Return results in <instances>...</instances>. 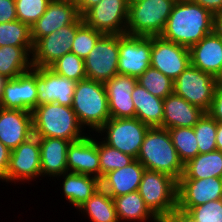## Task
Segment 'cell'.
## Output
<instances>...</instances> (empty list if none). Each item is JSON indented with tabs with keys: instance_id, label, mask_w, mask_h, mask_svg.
<instances>
[{
	"instance_id": "25",
	"label": "cell",
	"mask_w": 222,
	"mask_h": 222,
	"mask_svg": "<svg viewBox=\"0 0 222 222\" xmlns=\"http://www.w3.org/2000/svg\"><path fill=\"white\" fill-rule=\"evenodd\" d=\"M144 171L145 167L135 159L126 167L105 174L100 180L101 188L112 198L137 191Z\"/></svg>"
},
{
	"instance_id": "16",
	"label": "cell",
	"mask_w": 222,
	"mask_h": 222,
	"mask_svg": "<svg viewBox=\"0 0 222 222\" xmlns=\"http://www.w3.org/2000/svg\"><path fill=\"white\" fill-rule=\"evenodd\" d=\"M76 83L61 77L49 67H36L37 106L55 102L72 107Z\"/></svg>"
},
{
	"instance_id": "7",
	"label": "cell",
	"mask_w": 222,
	"mask_h": 222,
	"mask_svg": "<svg viewBox=\"0 0 222 222\" xmlns=\"http://www.w3.org/2000/svg\"><path fill=\"white\" fill-rule=\"evenodd\" d=\"M149 128L138 118H110L95 134L110 147L137 159Z\"/></svg>"
},
{
	"instance_id": "31",
	"label": "cell",
	"mask_w": 222,
	"mask_h": 222,
	"mask_svg": "<svg viewBox=\"0 0 222 222\" xmlns=\"http://www.w3.org/2000/svg\"><path fill=\"white\" fill-rule=\"evenodd\" d=\"M76 211L90 222H119L114 199L101 187Z\"/></svg>"
},
{
	"instance_id": "4",
	"label": "cell",
	"mask_w": 222,
	"mask_h": 222,
	"mask_svg": "<svg viewBox=\"0 0 222 222\" xmlns=\"http://www.w3.org/2000/svg\"><path fill=\"white\" fill-rule=\"evenodd\" d=\"M72 109L88 133H96L110 118L103 82L85 79L76 83Z\"/></svg>"
},
{
	"instance_id": "23",
	"label": "cell",
	"mask_w": 222,
	"mask_h": 222,
	"mask_svg": "<svg viewBox=\"0 0 222 222\" xmlns=\"http://www.w3.org/2000/svg\"><path fill=\"white\" fill-rule=\"evenodd\" d=\"M70 143L61 138H39L41 180L48 177L47 180L51 181L68 172L67 149Z\"/></svg>"
},
{
	"instance_id": "11",
	"label": "cell",
	"mask_w": 222,
	"mask_h": 222,
	"mask_svg": "<svg viewBox=\"0 0 222 222\" xmlns=\"http://www.w3.org/2000/svg\"><path fill=\"white\" fill-rule=\"evenodd\" d=\"M128 0H101L83 15V22L109 35H123L128 21Z\"/></svg>"
},
{
	"instance_id": "14",
	"label": "cell",
	"mask_w": 222,
	"mask_h": 222,
	"mask_svg": "<svg viewBox=\"0 0 222 222\" xmlns=\"http://www.w3.org/2000/svg\"><path fill=\"white\" fill-rule=\"evenodd\" d=\"M189 65V48L152 36L151 67L175 81Z\"/></svg>"
},
{
	"instance_id": "48",
	"label": "cell",
	"mask_w": 222,
	"mask_h": 222,
	"mask_svg": "<svg viewBox=\"0 0 222 222\" xmlns=\"http://www.w3.org/2000/svg\"><path fill=\"white\" fill-rule=\"evenodd\" d=\"M215 29L222 36V13L216 16Z\"/></svg>"
},
{
	"instance_id": "34",
	"label": "cell",
	"mask_w": 222,
	"mask_h": 222,
	"mask_svg": "<svg viewBox=\"0 0 222 222\" xmlns=\"http://www.w3.org/2000/svg\"><path fill=\"white\" fill-rule=\"evenodd\" d=\"M173 82L169 77L151 66L137 78V83L161 99H165L173 93Z\"/></svg>"
},
{
	"instance_id": "33",
	"label": "cell",
	"mask_w": 222,
	"mask_h": 222,
	"mask_svg": "<svg viewBox=\"0 0 222 222\" xmlns=\"http://www.w3.org/2000/svg\"><path fill=\"white\" fill-rule=\"evenodd\" d=\"M34 46L31 39V28L18 19L12 22L0 23L1 46Z\"/></svg>"
},
{
	"instance_id": "47",
	"label": "cell",
	"mask_w": 222,
	"mask_h": 222,
	"mask_svg": "<svg viewBox=\"0 0 222 222\" xmlns=\"http://www.w3.org/2000/svg\"><path fill=\"white\" fill-rule=\"evenodd\" d=\"M216 146L217 150L222 151V122H217Z\"/></svg>"
},
{
	"instance_id": "51",
	"label": "cell",
	"mask_w": 222,
	"mask_h": 222,
	"mask_svg": "<svg viewBox=\"0 0 222 222\" xmlns=\"http://www.w3.org/2000/svg\"><path fill=\"white\" fill-rule=\"evenodd\" d=\"M143 0H128V3H136V2H141Z\"/></svg>"
},
{
	"instance_id": "10",
	"label": "cell",
	"mask_w": 222,
	"mask_h": 222,
	"mask_svg": "<svg viewBox=\"0 0 222 222\" xmlns=\"http://www.w3.org/2000/svg\"><path fill=\"white\" fill-rule=\"evenodd\" d=\"M37 179L41 180L40 144L39 138L33 135L11 150L6 184H29Z\"/></svg>"
},
{
	"instance_id": "46",
	"label": "cell",
	"mask_w": 222,
	"mask_h": 222,
	"mask_svg": "<svg viewBox=\"0 0 222 222\" xmlns=\"http://www.w3.org/2000/svg\"><path fill=\"white\" fill-rule=\"evenodd\" d=\"M80 16H82L88 9L98 4L101 0H74Z\"/></svg>"
},
{
	"instance_id": "30",
	"label": "cell",
	"mask_w": 222,
	"mask_h": 222,
	"mask_svg": "<svg viewBox=\"0 0 222 222\" xmlns=\"http://www.w3.org/2000/svg\"><path fill=\"white\" fill-rule=\"evenodd\" d=\"M222 178V151L198 154L184 164L180 179Z\"/></svg>"
},
{
	"instance_id": "1",
	"label": "cell",
	"mask_w": 222,
	"mask_h": 222,
	"mask_svg": "<svg viewBox=\"0 0 222 222\" xmlns=\"http://www.w3.org/2000/svg\"><path fill=\"white\" fill-rule=\"evenodd\" d=\"M216 16L190 0H177L160 36L190 48L215 30Z\"/></svg>"
},
{
	"instance_id": "38",
	"label": "cell",
	"mask_w": 222,
	"mask_h": 222,
	"mask_svg": "<svg viewBox=\"0 0 222 222\" xmlns=\"http://www.w3.org/2000/svg\"><path fill=\"white\" fill-rule=\"evenodd\" d=\"M104 34L83 23L76 31L71 51L85 59Z\"/></svg>"
},
{
	"instance_id": "20",
	"label": "cell",
	"mask_w": 222,
	"mask_h": 222,
	"mask_svg": "<svg viewBox=\"0 0 222 222\" xmlns=\"http://www.w3.org/2000/svg\"><path fill=\"white\" fill-rule=\"evenodd\" d=\"M34 135L32 112L0 107V142L10 150Z\"/></svg>"
},
{
	"instance_id": "15",
	"label": "cell",
	"mask_w": 222,
	"mask_h": 222,
	"mask_svg": "<svg viewBox=\"0 0 222 222\" xmlns=\"http://www.w3.org/2000/svg\"><path fill=\"white\" fill-rule=\"evenodd\" d=\"M219 199H222V178L178 180L177 208L183 211Z\"/></svg>"
},
{
	"instance_id": "39",
	"label": "cell",
	"mask_w": 222,
	"mask_h": 222,
	"mask_svg": "<svg viewBox=\"0 0 222 222\" xmlns=\"http://www.w3.org/2000/svg\"><path fill=\"white\" fill-rule=\"evenodd\" d=\"M51 0H15L17 19L30 27L46 11Z\"/></svg>"
},
{
	"instance_id": "8",
	"label": "cell",
	"mask_w": 222,
	"mask_h": 222,
	"mask_svg": "<svg viewBox=\"0 0 222 222\" xmlns=\"http://www.w3.org/2000/svg\"><path fill=\"white\" fill-rule=\"evenodd\" d=\"M217 86V78L189 65L173 82V92L188 103L210 110Z\"/></svg>"
},
{
	"instance_id": "32",
	"label": "cell",
	"mask_w": 222,
	"mask_h": 222,
	"mask_svg": "<svg viewBox=\"0 0 222 222\" xmlns=\"http://www.w3.org/2000/svg\"><path fill=\"white\" fill-rule=\"evenodd\" d=\"M168 132L183 164L199 154L197 138L193 127L172 128L168 129Z\"/></svg>"
},
{
	"instance_id": "44",
	"label": "cell",
	"mask_w": 222,
	"mask_h": 222,
	"mask_svg": "<svg viewBox=\"0 0 222 222\" xmlns=\"http://www.w3.org/2000/svg\"><path fill=\"white\" fill-rule=\"evenodd\" d=\"M161 222H197L191 215L179 208L172 210Z\"/></svg>"
},
{
	"instance_id": "27",
	"label": "cell",
	"mask_w": 222,
	"mask_h": 222,
	"mask_svg": "<svg viewBox=\"0 0 222 222\" xmlns=\"http://www.w3.org/2000/svg\"><path fill=\"white\" fill-rule=\"evenodd\" d=\"M131 96L135 107V118L150 128H162L164 99L152 95L139 83H136Z\"/></svg>"
},
{
	"instance_id": "42",
	"label": "cell",
	"mask_w": 222,
	"mask_h": 222,
	"mask_svg": "<svg viewBox=\"0 0 222 222\" xmlns=\"http://www.w3.org/2000/svg\"><path fill=\"white\" fill-rule=\"evenodd\" d=\"M217 122H222V85H217L211 108L207 112Z\"/></svg>"
},
{
	"instance_id": "43",
	"label": "cell",
	"mask_w": 222,
	"mask_h": 222,
	"mask_svg": "<svg viewBox=\"0 0 222 222\" xmlns=\"http://www.w3.org/2000/svg\"><path fill=\"white\" fill-rule=\"evenodd\" d=\"M11 150L0 142V182H6Z\"/></svg>"
},
{
	"instance_id": "40",
	"label": "cell",
	"mask_w": 222,
	"mask_h": 222,
	"mask_svg": "<svg viewBox=\"0 0 222 222\" xmlns=\"http://www.w3.org/2000/svg\"><path fill=\"white\" fill-rule=\"evenodd\" d=\"M187 212L197 222H222V199L192 207Z\"/></svg>"
},
{
	"instance_id": "45",
	"label": "cell",
	"mask_w": 222,
	"mask_h": 222,
	"mask_svg": "<svg viewBox=\"0 0 222 222\" xmlns=\"http://www.w3.org/2000/svg\"><path fill=\"white\" fill-rule=\"evenodd\" d=\"M210 11L214 16L222 13V0H190Z\"/></svg>"
},
{
	"instance_id": "22",
	"label": "cell",
	"mask_w": 222,
	"mask_h": 222,
	"mask_svg": "<svg viewBox=\"0 0 222 222\" xmlns=\"http://www.w3.org/2000/svg\"><path fill=\"white\" fill-rule=\"evenodd\" d=\"M190 65L217 78L222 72V36L216 29L189 48Z\"/></svg>"
},
{
	"instance_id": "12",
	"label": "cell",
	"mask_w": 222,
	"mask_h": 222,
	"mask_svg": "<svg viewBox=\"0 0 222 222\" xmlns=\"http://www.w3.org/2000/svg\"><path fill=\"white\" fill-rule=\"evenodd\" d=\"M83 23L82 16H79L72 24L40 38L34 44L32 67H50L60 57L69 53L76 31Z\"/></svg>"
},
{
	"instance_id": "6",
	"label": "cell",
	"mask_w": 222,
	"mask_h": 222,
	"mask_svg": "<svg viewBox=\"0 0 222 222\" xmlns=\"http://www.w3.org/2000/svg\"><path fill=\"white\" fill-rule=\"evenodd\" d=\"M178 181L168 174L145 169L138 192L150 211L162 221L177 208Z\"/></svg>"
},
{
	"instance_id": "35",
	"label": "cell",
	"mask_w": 222,
	"mask_h": 222,
	"mask_svg": "<svg viewBox=\"0 0 222 222\" xmlns=\"http://www.w3.org/2000/svg\"><path fill=\"white\" fill-rule=\"evenodd\" d=\"M98 154L102 177L110 171L121 169L132 163L135 158L110 147L98 137Z\"/></svg>"
},
{
	"instance_id": "24",
	"label": "cell",
	"mask_w": 222,
	"mask_h": 222,
	"mask_svg": "<svg viewBox=\"0 0 222 222\" xmlns=\"http://www.w3.org/2000/svg\"><path fill=\"white\" fill-rule=\"evenodd\" d=\"M162 128L193 127L206 113L174 92L164 99Z\"/></svg>"
},
{
	"instance_id": "49",
	"label": "cell",
	"mask_w": 222,
	"mask_h": 222,
	"mask_svg": "<svg viewBox=\"0 0 222 222\" xmlns=\"http://www.w3.org/2000/svg\"><path fill=\"white\" fill-rule=\"evenodd\" d=\"M7 78L3 75H0V100L3 94L4 85L7 82Z\"/></svg>"
},
{
	"instance_id": "29",
	"label": "cell",
	"mask_w": 222,
	"mask_h": 222,
	"mask_svg": "<svg viewBox=\"0 0 222 222\" xmlns=\"http://www.w3.org/2000/svg\"><path fill=\"white\" fill-rule=\"evenodd\" d=\"M113 199L119 222H161L146 206L138 190Z\"/></svg>"
},
{
	"instance_id": "17",
	"label": "cell",
	"mask_w": 222,
	"mask_h": 222,
	"mask_svg": "<svg viewBox=\"0 0 222 222\" xmlns=\"http://www.w3.org/2000/svg\"><path fill=\"white\" fill-rule=\"evenodd\" d=\"M0 107L32 112L37 107L36 67L4 85Z\"/></svg>"
},
{
	"instance_id": "37",
	"label": "cell",
	"mask_w": 222,
	"mask_h": 222,
	"mask_svg": "<svg viewBox=\"0 0 222 222\" xmlns=\"http://www.w3.org/2000/svg\"><path fill=\"white\" fill-rule=\"evenodd\" d=\"M49 68L61 77L76 82L87 79L84 59L72 52L66 53L63 57H60Z\"/></svg>"
},
{
	"instance_id": "28",
	"label": "cell",
	"mask_w": 222,
	"mask_h": 222,
	"mask_svg": "<svg viewBox=\"0 0 222 222\" xmlns=\"http://www.w3.org/2000/svg\"><path fill=\"white\" fill-rule=\"evenodd\" d=\"M34 46H1L0 75L14 79L32 69Z\"/></svg>"
},
{
	"instance_id": "13",
	"label": "cell",
	"mask_w": 222,
	"mask_h": 222,
	"mask_svg": "<svg viewBox=\"0 0 222 222\" xmlns=\"http://www.w3.org/2000/svg\"><path fill=\"white\" fill-rule=\"evenodd\" d=\"M152 36L119 35L118 74L138 78L151 66Z\"/></svg>"
},
{
	"instance_id": "2",
	"label": "cell",
	"mask_w": 222,
	"mask_h": 222,
	"mask_svg": "<svg viewBox=\"0 0 222 222\" xmlns=\"http://www.w3.org/2000/svg\"><path fill=\"white\" fill-rule=\"evenodd\" d=\"M32 117L33 133L38 138L52 137L74 142L89 134L69 106L44 103L32 111Z\"/></svg>"
},
{
	"instance_id": "5",
	"label": "cell",
	"mask_w": 222,
	"mask_h": 222,
	"mask_svg": "<svg viewBox=\"0 0 222 222\" xmlns=\"http://www.w3.org/2000/svg\"><path fill=\"white\" fill-rule=\"evenodd\" d=\"M177 0H143L129 3L125 34L160 36Z\"/></svg>"
},
{
	"instance_id": "41",
	"label": "cell",
	"mask_w": 222,
	"mask_h": 222,
	"mask_svg": "<svg viewBox=\"0 0 222 222\" xmlns=\"http://www.w3.org/2000/svg\"><path fill=\"white\" fill-rule=\"evenodd\" d=\"M17 20L15 0H0V23Z\"/></svg>"
},
{
	"instance_id": "50",
	"label": "cell",
	"mask_w": 222,
	"mask_h": 222,
	"mask_svg": "<svg viewBox=\"0 0 222 222\" xmlns=\"http://www.w3.org/2000/svg\"><path fill=\"white\" fill-rule=\"evenodd\" d=\"M217 85H222V72H221V74L217 77Z\"/></svg>"
},
{
	"instance_id": "19",
	"label": "cell",
	"mask_w": 222,
	"mask_h": 222,
	"mask_svg": "<svg viewBox=\"0 0 222 222\" xmlns=\"http://www.w3.org/2000/svg\"><path fill=\"white\" fill-rule=\"evenodd\" d=\"M79 16L74 0H51L45 13L30 27L33 44L40 38L72 24Z\"/></svg>"
},
{
	"instance_id": "18",
	"label": "cell",
	"mask_w": 222,
	"mask_h": 222,
	"mask_svg": "<svg viewBox=\"0 0 222 222\" xmlns=\"http://www.w3.org/2000/svg\"><path fill=\"white\" fill-rule=\"evenodd\" d=\"M67 168L68 172L89 175L101 180L98 136L95 133H89L82 139L69 144Z\"/></svg>"
},
{
	"instance_id": "36",
	"label": "cell",
	"mask_w": 222,
	"mask_h": 222,
	"mask_svg": "<svg viewBox=\"0 0 222 222\" xmlns=\"http://www.w3.org/2000/svg\"><path fill=\"white\" fill-rule=\"evenodd\" d=\"M193 128L197 138L199 154L217 150V121L215 119H213L208 113H205Z\"/></svg>"
},
{
	"instance_id": "3",
	"label": "cell",
	"mask_w": 222,
	"mask_h": 222,
	"mask_svg": "<svg viewBox=\"0 0 222 222\" xmlns=\"http://www.w3.org/2000/svg\"><path fill=\"white\" fill-rule=\"evenodd\" d=\"M137 160L145 169L168 174L177 181L183 175L184 164L172 143L168 129L149 128Z\"/></svg>"
},
{
	"instance_id": "9",
	"label": "cell",
	"mask_w": 222,
	"mask_h": 222,
	"mask_svg": "<svg viewBox=\"0 0 222 222\" xmlns=\"http://www.w3.org/2000/svg\"><path fill=\"white\" fill-rule=\"evenodd\" d=\"M119 35L104 34L84 59L87 79L105 83L118 74Z\"/></svg>"
},
{
	"instance_id": "26",
	"label": "cell",
	"mask_w": 222,
	"mask_h": 222,
	"mask_svg": "<svg viewBox=\"0 0 222 222\" xmlns=\"http://www.w3.org/2000/svg\"><path fill=\"white\" fill-rule=\"evenodd\" d=\"M62 181L60 184L62 196L72 208L78 209L84 204L100 187V180L96 177L80 173L66 172L54 179Z\"/></svg>"
},
{
	"instance_id": "21",
	"label": "cell",
	"mask_w": 222,
	"mask_h": 222,
	"mask_svg": "<svg viewBox=\"0 0 222 222\" xmlns=\"http://www.w3.org/2000/svg\"><path fill=\"white\" fill-rule=\"evenodd\" d=\"M136 83L137 78L123 74H117L104 83L111 118H135L131 93Z\"/></svg>"
}]
</instances>
